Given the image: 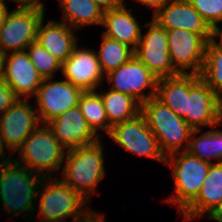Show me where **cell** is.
I'll return each mask as SVG.
<instances>
[{
    "instance_id": "ba28073f",
    "label": "cell",
    "mask_w": 222,
    "mask_h": 222,
    "mask_svg": "<svg viewBox=\"0 0 222 222\" xmlns=\"http://www.w3.org/2000/svg\"><path fill=\"white\" fill-rule=\"evenodd\" d=\"M108 136L126 151L165 164L166 157L160 149L158 139L142 114L132 120L113 125Z\"/></svg>"
},
{
    "instance_id": "e0dca14e",
    "label": "cell",
    "mask_w": 222,
    "mask_h": 222,
    "mask_svg": "<svg viewBox=\"0 0 222 222\" xmlns=\"http://www.w3.org/2000/svg\"><path fill=\"white\" fill-rule=\"evenodd\" d=\"M75 46L73 53L62 63L65 79L83 91H95L105 77L96 52Z\"/></svg>"
},
{
    "instance_id": "8992f818",
    "label": "cell",
    "mask_w": 222,
    "mask_h": 222,
    "mask_svg": "<svg viewBox=\"0 0 222 222\" xmlns=\"http://www.w3.org/2000/svg\"><path fill=\"white\" fill-rule=\"evenodd\" d=\"M47 182L41 193L37 192L39 199V217L41 220L84 219L92 210H81L88 203L76 190L62 182L60 179L47 177Z\"/></svg>"
},
{
    "instance_id": "ffe728a7",
    "label": "cell",
    "mask_w": 222,
    "mask_h": 222,
    "mask_svg": "<svg viewBox=\"0 0 222 222\" xmlns=\"http://www.w3.org/2000/svg\"><path fill=\"white\" fill-rule=\"evenodd\" d=\"M131 12L132 8L128 10L125 4L105 11L102 25L107 29L104 30L103 35L135 50L142 35V26Z\"/></svg>"
},
{
    "instance_id": "e575fe53",
    "label": "cell",
    "mask_w": 222,
    "mask_h": 222,
    "mask_svg": "<svg viewBox=\"0 0 222 222\" xmlns=\"http://www.w3.org/2000/svg\"><path fill=\"white\" fill-rule=\"evenodd\" d=\"M81 222H105L104 216L92 210Z\"/></svg>"
},
{
    "instance_id": "7c38bea8",
    "label": "cell",
    "mask_w": 222,
    "mask_h": 222,
    "mask_svg": "<svg viewBox=\"0 0 222 222\" xmlns=\"http://www.w3.org/2000/svg\"><path fill=\"white\" fill-rule=\"evenodd\" d=\"M51 78L43 79L35 95L38 105V118L41 124H47L52 119L63 114L70 108L78 105L84 92L69 81H52Z\"/></svg>"
},
{
    "instance_id": "d6986e66",
    "label": "cell",
    "mask_w": 222,
    "mask_h": 222,
    "mask_svg": "<svg viewBox=\"0 0 222 222\" xmlns=\"http://www.w3.org/2000/svg\"><path fill=\"white\" fill-rule=\"evenodd\" d=\"M43 23L44 18L39 23L36 41L61 63L65 62L78 44L74 34L77 30L64 22L58 23L55 20L45 25Z\"/></svg>"
},
{
    "instance_id": "74e56055",
    "label": "cell",
    "mask_w": 222,
    "mask_h": 222,
    "mask_svg": "<svg viewBox=\"0 0 222 222\" xmlns=\"http://www.w3.org/2000/svg\"><path fill=\"white\" fill-rule=\"evenodd\" d=\"M4 144H3V141H2V137L0 135V159L1 161H8V160H11V158H9L4 152ZM3 153V154H2ZM7 156V157H6Z\"/></svg>"
},
{
    "instance_id": "f35d334b",
    "label": "cell",
    "mask_w": 222,
    "mask_h": 222,
    "mask_svg": "<svg viewBox=\"0 0 222 222\" xmlns=\"http://www.w3.org/2000/svg\"><path fill=\"white\" fill-rule=\"evenodd\" d=\"M83 219H73L71 222H81ZM41 222H66L63 219L41 220Z\"/></svg>"
},
{
    "instance_id": "d4e9b609",
    "label": "cell",
    "mask_w": 222,
    "mask_h": 222,
    "mask_svg": "<svg viewBox=\"0 0 222 222\" xmlns=\"http://www.w3.org/2000/svg\"><path fill=\"white\" fill-rule=\"evenodd\" d=\"M214 38L207 42L205 48V61L200 78L222 100V41Z\"/></svg>"
},
{
    "instance_id": "52a82bcc",
    "label": "cell",
    "mask_w": 222,
    "mask_h": 222,
    "mask_svg": "<svg viewBox=\"0 0 222 222\" xmlns=\"http://www.w3.org/2000/svg\"><path fill=\"white\" fill-rule=\"evenodd\" d=\"M45 10L37 6H17L8 12L0 30V53L26 50L37 40L39 23L45 18Z\"/></svg>"
},
{
    "instance_id": "9c48e42d",
    "label": "cell",
    "mask_w": 222,
    "mask_h": 222,
    "mask_svg": "<svg viewBox=\"0 0 222 222\" xmlns=\"http://www.w3.org/2000/svg\"><path fill=\"white\" fill-rule=\"evenodd\" d=\"M146 34L141 35L134 55L157 77H169L180 74L173 66L168 49L166 29L156 21L147 22Z\"/></svg>"
},
{
    "instance_id": "83f0119b",
    "label": "cell",
    "mask_w": 222,
    "mask_h": 222,
    "mask_svg": "<svg viewBox=\"0 0 222 222\" xmlns=\"http://www.w3.org/2000/svg\"><path fill=\"white\" fill-rule=\"evenodd\" d=\"M202 130H193L187 152L208 163L220 162L219 129L208 130L199 137H195ZM195 138H194V137ZM210 159H218V162H211Z\"/></svg>"
},
{
    "instance_id": "7402d4cb",
    "label": "cell",
    "mask_w": 222,
    "mask_h": 222,
    "mask_svg": "<svg viewBox=\"0 0 222 222\" xmlns=\"http://www.w3.org/2000/svg\"><path fill=\"white\" fill-rule=\"evenodd\" d=\"M199 76L200 75L186 73L158 78L156 97L177 116L184 119L187 115V94H189L191 84Z\"/></svg>"
},
{
    "instance_id": "8d00e7d4",
    "label": "cell",
    "mask_w": 222,
    "mask_h": 222,
    "mask_svg": "<svg viewBox=\"0 0 222 222\" xmlns=\"http://www.w3.org/2000/svg\"><path fill=\"white\" fill-rule=\"evenodd\" d=\"M17 2L18 6H37L38 0H10Z\"/></svg>"
},
{
    "instance_id": "7a4b0ae2",
    "label": "cell",
    "mask_w": 222,
    "mask_h": 222,
    "mask_svg": "<svg viewBox=\"0 0 222 222\" xmlns=\"http://www.w3.org/2000/svg\"><path fill=\"white\" fill-rule=\"evenodd\" d=\"M102 142L97 141L87 146L67 150L66 162L61 173L62 182L76 190L83 198L90 201V194L105 177Z\"/></svg>"
},
{
    "instance_id": "836d02e7",
    "label": "cell",
    "mask_w": 222,
    "mask_h": 222,
    "mask_svg": "<svg viewBox=\"0 0 222 222\" xmlns=\"http://www.w3.org/2000/svg\"><path fill=\"white\" fill-rule=\"evenodd\" d=\"M205 217L222 222V200Z\"/></svg>"
},
{
    "instance_id": "44dd1931",
    "label": "cell",
    "mask_w": 222,
    "mask_h": 222,
    "mask_svg": "<svg viewBox=\"0 0 222 222\" xmlns=\"http://www.w3.org/2000/svg\"><path fill=\"white\" fill-rule=\"evenodd\" d=\"M222 200V162L211 163L196 199L181 213L183 222L204 217Z\"/></svg>"
},
{
    "instance_id": "4dcf8cb0",
    "label": "cell",
    "mask_w": 222,
    "mask_h": 222,
    "mask_svg": "<svg viewBox=\"0 0 222 222\" xmlns=\"http://www.w3.org/2000/svg\"><path fill=\"white\" fill-rule=\"evenodd\" d=\"M18 98L16 97L14 91L5 82V79L0 78V113H4L9 109Z\"/></svg>"
},
{
    "instance_id": "f1b7e54d",
    "label": "cell",
    "mask_w": 222,
    "mask_h": 222,
    "mask_svg": "<svg viewBox=\"0 0 222 222\" xmlns=\"http://www.w3.org/2000/svg\"><path fill=\"white\" fill-rule=\"evenodd\" d=\"M26 51L33 66L43 79H53L55 71L61 70L62 63L43 48L38 41L32 42Z\"/></svg>"
},
{
    "instance_id": "d590c367",
    "label": "cell",
    "mask_w": 222,
    "mask_h": 222,
    "mask_svg": "<svg viewBox=\"0 0 222 222\" xmlns=\"http://www.w3.org/2000/svg\"><path fill=\"white\" fill-rule=\"evenodd\" d=\"M8 12L9 11H8L6 4L3 1H1L0 2V30L4 24V21H5V18L7 16Z\"/></svg>"
},
{
    "instance_id": "7bdbcfd3",
    "label": "cell",
    "mask_w": 222,
    "mask_h": 222,
    "mask_svg": "<svg viewBox=\"0 0 222 222\" xmlns=\"http://www.w3.org/2000/svg\"><path fill=\"white\" fill-rule=\"evenodd\" d=\"M59 1H61V0H59ZM37 7H39L40 9H42V10H45V6H44V3H42L41 2V0H38V5H37Z\"/></svg>"
},
{
    "instance_id": "4316f807",
    "label": "cell",
    "mask_w": 222,
    "mask_h": 222,
    "mask_svg": "<svg viewBox=\"0 0 222 222\" xmlns=\"http://www.w3.org/2000/svg\"><path fill=\"white\" fill-rule=\"evenodd\" d=\"M96 91H84L78 106L88 125L96 134L100 128L109 134L112 126L109 124L101 95Z\"/></svg>"
},
{
    "instance_id": "d6a6232c",
    "label": "cell",
    "mask_w": 222,
    "mask_h": 222,
    "mask_svg": "<svg viewBox=\"0 0 222 222\" xmlns=\"http://www.w3.org/2000/svg\"><path fill=\"white\" fill-rule=\"evenodd\" d=\"M139 2V4H144L146 6H150L154 9V15H156L165 5H167L172 0H134Z\"/></svg>"
},
{
    "instance_id": "2e32d148",
    "label": "cell",
    "mask_w": 222,
    "mask_h": 222,
    "mask_svg": "<svg viewBox=\"0 0 222 222\" xmlns=\"http://www.w3.org/2000/svg\"><path fill=\"white\" fill-rule=\"evenodd\" d=\"M153 20L166 30L183 29L200 34L207 42L215 38V31L188 0L170 1Z\"/></svg>"
},
{
    "instance_id": "4fadbf2b",
    "label": "cell",
    "mask_w": 222,
    "mask_h": 222,
    "mask_svg": "<svg viewBox=\"0 0 222 222\" xmlns=\"http://www.w3.org/2000/svg\"><path fill=\"white\" fill-rule=\"evenodd\" d=\"M221 110L222 100L199 76L187 94V115L184 120L193 130L214 127L221 124Z\"/></svg>"
},
{
    "instance_id": "30bf717a",
    "label": "cell",
    "mask_w": 222,
    "mask_h": 222,
    "mask_svg": "<svg viewBox=\"0 0 222 222\" xmlns=\"http://www.w3.org/2000/svg\"><path fill=\"white\" fill-rule=\"evenodd\" d=\"M105 77L113 84L111 90L133 97L140 105L157 94L158 78L135 55ZM147 87L149 94L142 92Z\"/></svg>"
},
{
    "instance_id": "8fae6325",
    "label": "cell",
    "mask_w": 222,
    "mask_h": 222,
    "mask_svg": "<svg viewBox=\"0 0 222 222\" xmlns=\"http://www.w3.org/2000/svg\"><path fill=\"white\" fill-rule=\"evenodd\" d=\"M171 62L180 74L200 75L205 61L207 41L197 33L183 29L166 30ZM191 69V72H187Z\"/></svg>"
},
{
    "instance_id": "277c9868",
    "label": "cell",
    "mask_w": 222,
    "mask_h": 222,
    "mask_svg": "<svg viewBox=\"0 0 222 222\" xmlns=\"http://www.w3.org/2000/svg\"><path fill=\"white\" fill-rule=\"evenodd\" d=\"M18 150L24 167L44 178L54 176L50 173L61 169L67 152L47 124H39ZM45 171L48 176L42 174Z\"/></svg>"
},
{
    "instance_id": "603a6c76",
    "label": "cell",
    "mask_w": 222,
    "mask_h": 222,
    "mask_svg": "<svg viewBox=\"0 0 222 222\" xmlns=\"http://www.w3.org/2000/svg\"><path fill=\"white\" fill-rule=\"evenodd\" d=\"M63 21L75 30L87 25H102L104 11L93 0H61Z\"/></svg>"
},
{
    "instance_id": "6da1fadb",
    "label": "cell",
    "mask_w": 222,
    "mask_h": 222,
    "mask_svg": "<svg viewBox=\"0 0 222 222\" xmlns=\"http://www.w3.org/2000/svg\"><path fill=\"white\" fill-rule=\"evenodd\" d=\"M12 161L13 159L0 164V202L3 205L2 209L6 208L8 214L13 213L18 216L19 213L26 212L23 216L27 217L30 214L32 216V213L36 211L34 203L38 189L42 188V183L45 182L46 178L24 167L20 160L14 159Z\"/></svg>"
},
{
    "instance_id": "ac0fdd59",
    "label": "cell",
    "mask_w": 222,
    "mask_h": 222,
    "mask_svg": "<svg viewBox=\"0 0 222 222\" xmlns=\"http://www.w3.org/2000/svg\"><path fill=\"white\" fill-rule=\"evenodd\" d=\"M65 148L87 146L100 140L77 105L47 123Z\"/></svg>"
},
{
    "instance_id": "5b68a950",
    "label": "cell",
    "mask_w": 222,
    "mask_h": 222,
    "mask_svg": "<svg viewBox=\"0 0 222 222\" xmlns=\"http://www.w3.org/2000/svg\"><path fill=\"white\" fill-rule=\"evenodd\" d=\"M165 164L173 169L176 191V194H172L165 201L176 204L178 213L181 214L200 193L211 163L182 151L167 156Z\"/></svg>"
},
{
    "instance_id": "5bb4252c",
    "label": "cell",
    "mask_w": 222,
    "mask_h": 222,
    "mask_svg": "<svg viewBox=\"0 0 222 222\" xmlns=\"http://www.w3.org/2000/svg\"><path fill=\"white\" fill-rule=\"evenodd\" d=\"M28 100L18 99L0 118V135L5 147L15 153L41 124Z\"/></svg>"
},
{
    "instance_id": "9a60e30c",
    "label": "cell",
    "mask_w": 222,
    "mask_h": 222,
    "mask_svg": "<svg viewBox=\"0 0 222 222\" xmlns=\"http://www.w3.org/2000/svg\"><path fill=\"white\" fill-rule=\"evenodd\" d=\"M3 78L18 99L28 100L41 86L43 78L30 61L26 50L3 55Z\"/></svg>"
},
{
    "instance_id": "1f68e13d",
    "label": "cell",
    "mask_w": 222,
    "mask_h": 222,
    "mask_svg": "<svg viewBox=\"0 0 222 222\" xmlns=\"http://www.w3.org/2000/svg\"><path fill=\"white\" fill-rule=\"evenodd\" d=\"M125 0H93L104 12L122 6Z\"/></svg>"
},
{
    "instance_id": "60d3db41",
    "label": "cell",
    "mask_w": 222,
    "mask_h": 222,
    "mask_svg": "<svg viewBox=\"0 0 222 222\" xmlns=\"http://www.w3.org/2000/svg\"><path fill=\"white\" fill-rule=\"evenodd\" d=\"M3 77V55L0 53V78Z\"/></svg>"
},
{
    "instance_id": "ab89813d",
    "label": "cell",
    "mask_w": 222,
    "mask_h": 222,
    "mask_svg": "<svg viewBox=\"0 0 222 222\" xmlns=\"http://www.w3.org/2000/svg\"><path fill=\"white\" fill-rule=\"evenodd\" d=\"M220 162H222V131L219 130Z\"/></svg>"
},
{
    "instance_id": "3957f363",
    "label": "cell",
    "mask_w": 222,
    "mask_h": 222,
    "mask_svg": "<svg viewBox=\"0 0 222 222\" xmlns=\"http://www.w3.org/2000/svg\"><path fill=\"white\" fill-rule=\"evenodd\" d=\"M141 114L165 157L181 152V147L187 150L193 129L156 96L141 105Z\"/></svg>"
},
{
    "instance_id": "f546056e",
    "label": "cell",
    "mask_w": 222,
    "mask_h": 222,
    "mask_svg": "<svg viewBox=\"0 0 222 222\" xmlns=\"http://www.w3.org/2000/svg\"><path fill=\"white\" fill-rule=\"evenodd\" d=\"M188 1L215 32L220 28L218 23L222 22V0Z\"/></svg>"
},
{
    "instance_id": "484cf974",
    "label": "cell",
    "mask_w": 222,
    "mask_h": 222,
    "mask_svg": "<svg viewBox=\"0 0 222 222\" xmlns=\"http://www.w3.org/2000/svg\"><path fill=\"white\" fill-rule=\"evenodd\" d=\"M102 42L97 58L104 75L116 70L134 56V49L117 40L110 39L102 34Z\"/></svg>"
},
{
    "instance_id": "cb8c5ba5",
    "label": "cell",
    "mask_w": 222,
    "mask_h": 222,
    "mask_svg": "<svg viewBox=\"0 0 222 222\" xmlns=\"http://www.w3.org/2000/svg\"><path fill=\"white\" fill-rule=\"evenodd\" d=\"M111 126L132 120L141 114V105L131 96L108 90L100 93Z\"/></svg>"
},
{
    "instance_id": "b9f144b4",
    "label": "cell",
    "mask_w": 222,
    "mask_h": 222,
    "mask_svg": "<svg viewBox=\"0 0 222 222\" xmlns=\"http://www.w3.org/2000/svg\"><path fill=\"white\" fill-rule=\"evenodd\" d=\"M215 37H219V39L222 41V29L219 28L216 32H215Z\"/></svg>"
}]
</instances>
